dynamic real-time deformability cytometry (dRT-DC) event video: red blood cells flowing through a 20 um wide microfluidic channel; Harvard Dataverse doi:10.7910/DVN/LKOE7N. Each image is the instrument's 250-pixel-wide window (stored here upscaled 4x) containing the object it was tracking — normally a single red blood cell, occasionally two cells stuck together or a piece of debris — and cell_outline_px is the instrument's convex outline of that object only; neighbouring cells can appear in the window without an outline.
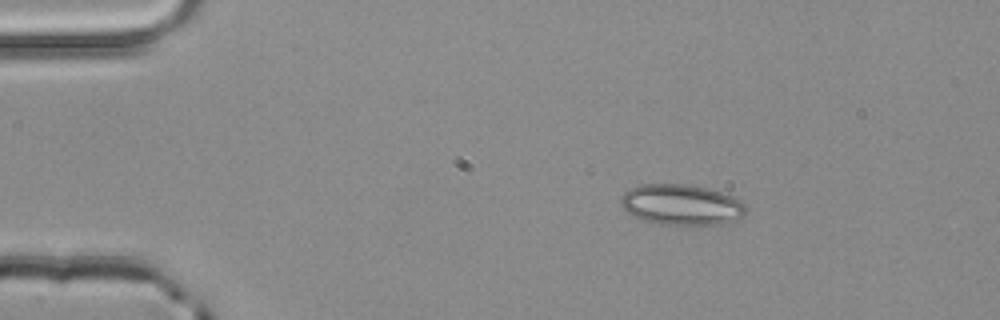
{"species": "common noctule bat (a hibernating species)", "species_latin": "Nyctalus noctula", "temperature_condition": "room temperature", "stored_images_in_passage": 2, "camera_frame_rate_fps": 3000, "um_per_image_px": 0.085, "animal": {"sex": "male", "body_mass_g": 20.4}, "frame": {"image": 1, "passage_image": 1, "time_ms": 0.0, "image_size_px": [1000, 320], "cell_outline_px": [[744, 212], [740, 216], [724, 224], [660, 224], [644, 220], [632, 216], [620, 204], [620, 196], [624, 192], [640, 184], [692, 184], [708, 188], [732, 196], [740, 200], [744, 204]], "centroid_in_image_um": [57.87, 17.38], "position_along_channel_um": 27.1, "area_um2": 29.42}}